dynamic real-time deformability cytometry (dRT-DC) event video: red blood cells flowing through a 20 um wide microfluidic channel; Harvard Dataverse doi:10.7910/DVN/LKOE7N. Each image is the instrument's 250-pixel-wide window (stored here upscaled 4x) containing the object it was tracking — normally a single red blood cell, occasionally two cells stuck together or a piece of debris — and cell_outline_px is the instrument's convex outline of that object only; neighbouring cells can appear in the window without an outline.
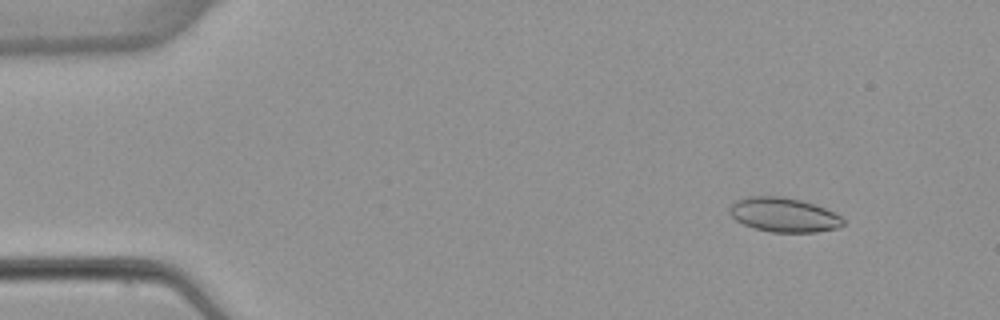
{"species": "common noctule bat (a hibernating species)", "species_latin": "Nyctalus noctula", "temperature_condition": "warm", "stored_images_in_passage": 4, "camera_frame_rate_fps": 3000, "um_per_image_px": 0.085, "animal": {"sex": "female", "body_mass_g": 22.7, "forearm_length_mm": 54.2}, "frame": {"image": 1, "passage_image": 2, "time_ms": 1.0, "image_size_px": [1000, 320], "cell_outline_px": [[844, 224], [836, 228], [816, 232], [772, 232], [756, 228], [744, 224], [736, 220], [728, 212], [728, 208], [736, 200], [748, 196], [784, 196], [800, 200], [824, 208], [840, 216], [844, 220]], "centroid_in_image_um": [66.59, 18.25], "position_along_channel_um": 18.4, "area_um2": 22.54}}
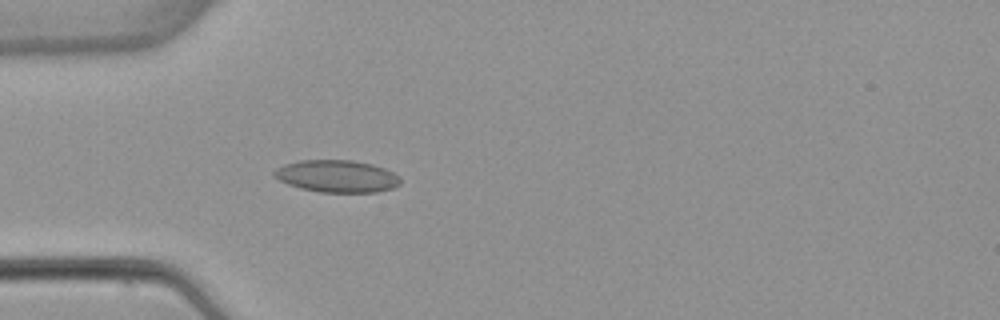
{"frame": {"image": 2, "passage_image": 4, "time_ms": 4.333, "image_size_px": [1000, 320], "cell_outline_px": [[400, 184], [392, 188], [376, 192], [320, 192], [300, 188], [288, 184], [272, 176], [272, 172], [276, 168], [284, 164], [300, 160], [352, 160], [372, 164], [384, 168], [400, 176]], "centroid_in_image_um": [28.62, 14.97], "position_along_channel_um": 56.4, "area_um2": 23.76}}